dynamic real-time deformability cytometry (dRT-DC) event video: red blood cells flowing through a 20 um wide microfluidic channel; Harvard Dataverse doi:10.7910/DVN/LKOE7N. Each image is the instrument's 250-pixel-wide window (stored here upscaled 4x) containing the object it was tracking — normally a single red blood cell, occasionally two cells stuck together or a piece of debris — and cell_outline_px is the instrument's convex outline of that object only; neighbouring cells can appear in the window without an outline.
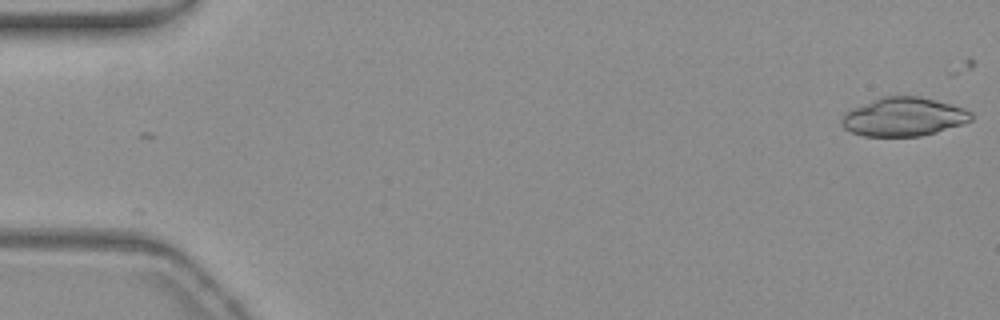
{"species": "common noctule bat (a hibernating species)", "species_latin": "Nyctalus noctula", "temperature_condition": "warm", "stored_images_in_passage": 20, "camera_frame_rate_fps": 3000, "um_per_image_px": 0.085, "animal": {"sex": "female", "body_mass_g": 19.3, "forearm_length_mm": 54.1}, "frame": {"image": 1, "passage_image": 1, "time_ms": 0.0, "image_size_px": [1000, 320], "cell_outline_px": [[972, 120], [964, 124], [936, 132], [920, 136], [864, 136], [852, 132], [844, 128], [840, 120], [852, 108], [880, 96], [920, 96], [964, 108], [972, 112]], "centroid_in_image_um": [76.82, 9.93], "position_along_channel_um": 8.2, "area_um2": 29.13}}